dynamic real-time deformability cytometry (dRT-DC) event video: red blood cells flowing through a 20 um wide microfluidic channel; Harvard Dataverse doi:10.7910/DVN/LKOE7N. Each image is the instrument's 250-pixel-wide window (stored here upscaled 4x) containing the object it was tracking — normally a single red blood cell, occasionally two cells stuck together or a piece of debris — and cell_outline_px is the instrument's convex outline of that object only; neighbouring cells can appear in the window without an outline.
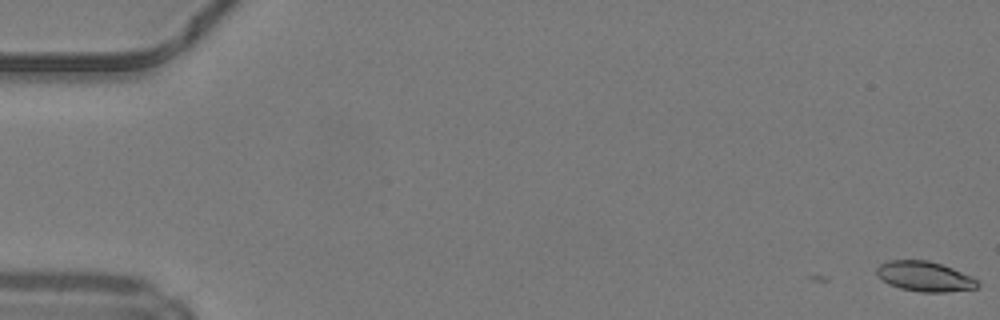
{"species": "common noctule bat (a hibernating species)", "species_latin": "Nyctalus noctula", "temperature_condition": "warm", "stored_images_in_passage": 5, "camera_frame_rate_fps": 3000, "um_per_image_px": 0.085, "animal": {"sex": "male", "body_mass_g": 19.2, "forearm_length_mm": 51.8}, "frame": {"image": 1, "passage_image": 1, "time_ms": 0.0, "image_size_px": [1000, 320], "cell_outline_px": [[980, 284], [976, 288], [948, 292], [920, 292], [900, 288], [888, 284], [876, 272], [876, 268], [880, 264], [888, 260], [928, 260], [952, 268], [972, 276]], "centroid_in_image_um": [78.6, 23.5], "position_along_channel_um": 6.4, "area_um2": 17.57}}